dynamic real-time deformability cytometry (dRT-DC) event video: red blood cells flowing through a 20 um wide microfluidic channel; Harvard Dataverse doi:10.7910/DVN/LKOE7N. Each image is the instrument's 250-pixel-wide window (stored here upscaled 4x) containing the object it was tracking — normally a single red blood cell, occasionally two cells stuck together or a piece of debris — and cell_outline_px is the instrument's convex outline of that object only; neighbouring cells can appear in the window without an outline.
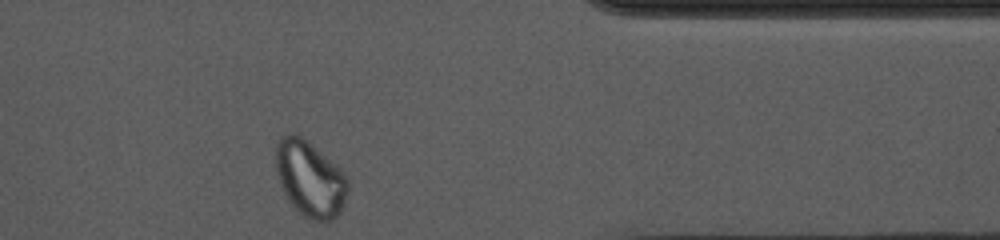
{"species": "common noctule bat (a hibernating species)", "species_latin": "Nyctalus noctula", "temperature_condition": "cold", "stored_images_in_passage": 37, "camera_frame_rate_fps": 3000, "um_per_image_px": 0.085, "animal": {"sex": "female", "body_mass_g": 10.0, "forearm_length_mm": 53.1}, "frame": {"image": 1, "passage_image": 37, "time_ms": 12.0, "image_size_px": [1000, 240], "cell_outline_px": [[348, 192], [340, 216], [324, 224], [312, 220], [304, 216], [292, 204], [284, 192], [280, 184], [276, 172], [276, 144], [280, 136], [288, 132], [300, 136], [336, 164], [344, 172], [348, 180]], "centroid_in_image_um": [26.38, 15.23], "position_along_channel_um": 385.0, "area_um2": 32.08}}